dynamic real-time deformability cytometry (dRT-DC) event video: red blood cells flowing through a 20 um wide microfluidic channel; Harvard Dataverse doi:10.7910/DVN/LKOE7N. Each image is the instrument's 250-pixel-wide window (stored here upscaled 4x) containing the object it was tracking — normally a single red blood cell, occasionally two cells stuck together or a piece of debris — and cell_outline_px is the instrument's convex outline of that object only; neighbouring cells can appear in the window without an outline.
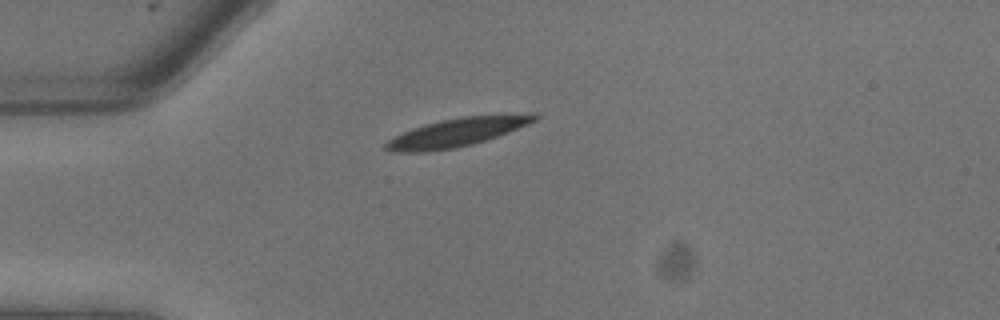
{"species": "common noctule bat (a hibernating species)", "species_latin": "Nyctalus noctula", "temperature_condition": "warm", "stored_images_in_passage": 2, "camera_frame_rate_fps": 3000, "um_per_image_px": 0.085, "animal": {"sex": "male", "body_mass_g": 13.3}, "frame": {"image": 1, "passage_image": 1, "time_ms": 0.0, "image_size_px": [1000, 320], "cell_outline_px": [[540, 116], [536, 120], [528, 124], [508, 132], [472, 144], [456, 148], [424, 152], [392, 152], [384, 148], [384, 144], [388, 140], [412, 128], [424, 124], [440, 120], [464, 116], [532, 112], [536, 112]], "centroid_in_image_um": [38.89, 11.22], "position_along_channel_um": 46.1, "area_um2": 24.85}}